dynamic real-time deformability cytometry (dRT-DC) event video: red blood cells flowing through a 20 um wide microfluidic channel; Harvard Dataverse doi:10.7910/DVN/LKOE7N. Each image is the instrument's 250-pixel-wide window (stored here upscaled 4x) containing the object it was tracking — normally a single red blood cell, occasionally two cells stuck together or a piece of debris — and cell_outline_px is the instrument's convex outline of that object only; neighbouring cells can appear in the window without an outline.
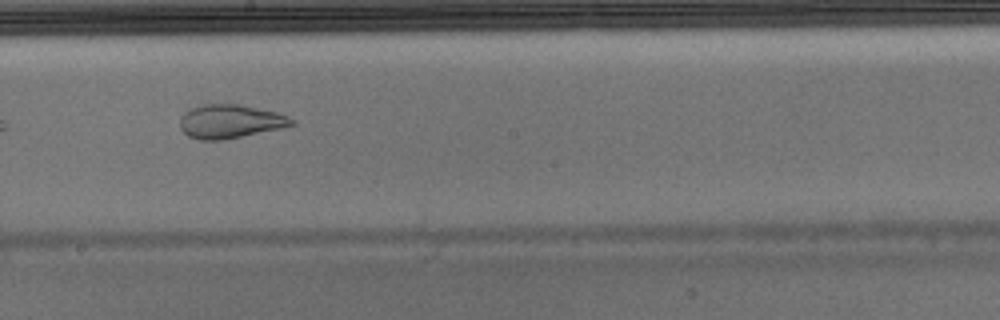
{"species": "Egyptian fruit bat (a non-hibernating species)", "species_latin": "Rousettus aegyptiacus", "temperature_condition": "warm", "stored_images_in_passage": 8, "camera_frame_rate_fps": 3000, "um_per_image_px": 0.085, "animal": {"sex": "male"}, "frame": {"image": 1, "passage_image": 6, "time_ms": 1.667, "image_size_px": [1000, 320], "cell_outline_px": [[296, 124], [280, 128], [224, 140], [200, 140], [188, 136], [180, 128], [180, 116], [188, 108], [200, 104], [236, 104], [280, 112], [296, 120]], "centroid_in_image_um": [19.55, 10.31], "position_along_channel_um": 228.6, "area_um2": 22.2}}
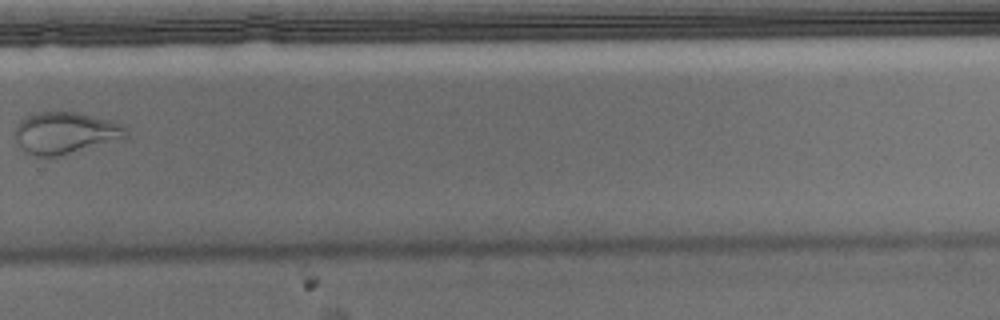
{"frame": {"image": 2, "passage_image": 8, "time_ms": 2.333, "image_size_px": [1000, 320], "cell_outline_px": [[128, 140], [56, 156], [32, 156], [24, 152], [12, 136], [12, 132], [16, 124], [20, 120], [36, 112], [80, 112], [112, 120], [124, 124], [128, 128]], "centroid_in_image_um": [5.61, 11.3], "position_along_channel_um": 324.2, "area_um2": 28.15}}